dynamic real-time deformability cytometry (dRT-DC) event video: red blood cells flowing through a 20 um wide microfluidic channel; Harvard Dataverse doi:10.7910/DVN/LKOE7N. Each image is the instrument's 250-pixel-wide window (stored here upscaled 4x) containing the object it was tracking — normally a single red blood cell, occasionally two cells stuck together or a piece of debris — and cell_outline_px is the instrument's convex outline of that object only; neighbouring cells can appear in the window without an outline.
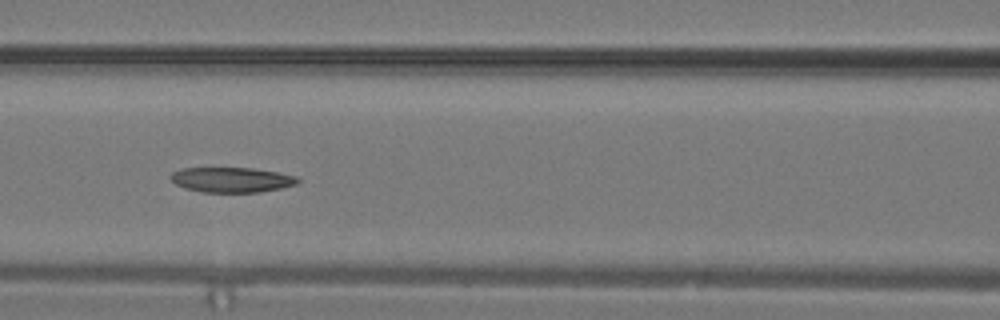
{"species": "common noctule bat (a hibernating species)", "species_latin": "Nyctalus noctula", "temperature_condition": "warm", "stored_images_in_passage": 23, "camera_frame_rate_fps": 3000, "um_per_image_px": 0.085, "animal": {"sex": "male", "body_mass_g": 19.2, "forearm_length_mm": 51.8}, "frame": {"image": 1, "passage_image": 14, "time_ms": 4.333, "image_size_px": [1000, 320], "cell_outline_px": [[300, 180], [296, 184], [280, 188], [260, 192], [200, 192], [184, 188], [176, 184], [168, 176], [172, 172], [184, 168], [252, 168], [276, 172], [296, 176]], "centroid_in_image_um": [19.66, 15.28], "position_along_channel_um": 146.9, "area_um2": 18.5}}
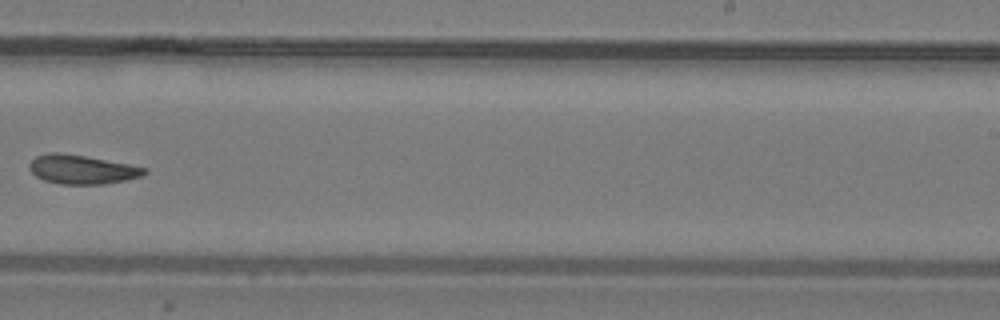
{"frame": {"image": 2, "passage_image": 20, "time_ms": 6.333, "image_size_px": [1000, 320], "cell_outline_px": [[148, 172], [140, 176], [124, 180], [104, 184], [60, 184], [44, 180], [36, 176], [28, 168], [28, 164], [36, 156], [48, 152], [60, 152], [84, 156], [128, 164], [148, 168]], "centroid_in_image_um": [6.93, 14.4], "position_along_channel_um": 282.1, "area_um2": 19.36}}